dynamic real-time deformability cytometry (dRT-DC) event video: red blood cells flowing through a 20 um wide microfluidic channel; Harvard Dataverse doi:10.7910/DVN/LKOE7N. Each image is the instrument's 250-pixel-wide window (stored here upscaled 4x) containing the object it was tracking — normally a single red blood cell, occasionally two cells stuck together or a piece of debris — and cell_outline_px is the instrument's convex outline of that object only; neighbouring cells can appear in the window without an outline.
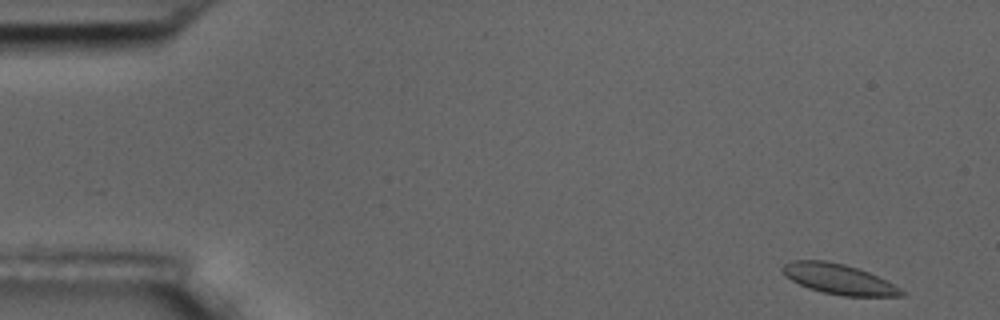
{"species": "common noctule bat (a hibernating species)", "species_latin": "Nyctalus noctula", "temperature_condition": "room temperature", "stored_images_in_passage": 6, "camera_frame_rate_fps": 3000, "um_per_image_px": 0.085, "animal": {"sex": "male", "body_mass_g": 17.5, "forearm_length_mm": 52.3}, "frame": {"image": 1, "passage_image": 1, "time_ms": 0.0, "image_size_px": [1000, 320], "cell_outline_px": [[904, 296], [844, 296], [824, 292], [808, 288], [792, 280], [780, 268], [784, 264], [792, 260], [824, 260], [844, 264], [868, 272], [900, 288], [904, 292]], "centroid_in_image_um": [71.28, 23.72], "position_along_channel_um": 13.7, "area_um2": 20.52}}